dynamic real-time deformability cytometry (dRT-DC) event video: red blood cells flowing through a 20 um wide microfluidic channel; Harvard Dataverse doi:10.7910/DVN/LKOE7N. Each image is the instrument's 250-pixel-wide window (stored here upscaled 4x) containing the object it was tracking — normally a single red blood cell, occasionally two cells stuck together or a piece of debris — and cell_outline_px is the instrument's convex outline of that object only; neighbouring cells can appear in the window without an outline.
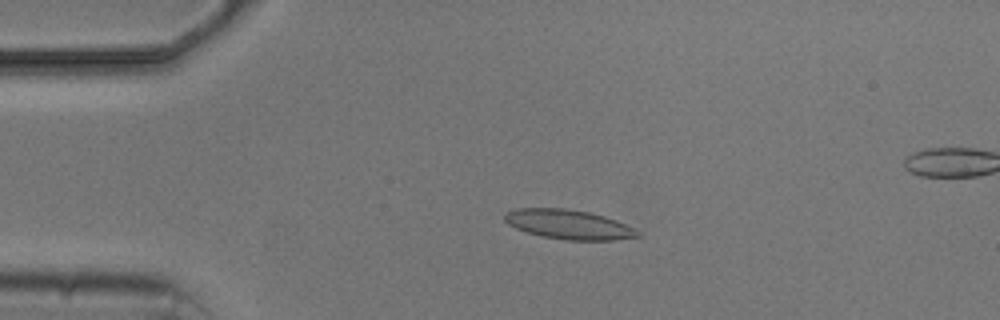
{"species": "common noctule bat (a hibernating species)", "species_latin": "Nyctalus noctula", "temperature_condition": "cold", "stored_images_in_passage": 5, "camera_frame_rate_fps": 3000, "um_per_image_px": 0.085, "animal": {"sex": "male", "body_mass_g": 20.5, "forearm_length_mm": 52.5}, "frame": {"image": 1, "passage_image": 3, "time_ms": 2.333, "image_size_px": [1000, 320], "cell_outline_px": [[640, 236], [616, 240], [564, 240], [544, 236], [528, 232], [516, 228], [508, 224], [504, 220], [504, 216], [508, 212], [516, 208], [564, 208], [588, 212], [604, 216], [616, 220], [636, 228], [640, 232]], "centroid_in_image_um": [48.37, 19.08], "position_along_channel_um": 36.6, "area_um2": 22.77}}